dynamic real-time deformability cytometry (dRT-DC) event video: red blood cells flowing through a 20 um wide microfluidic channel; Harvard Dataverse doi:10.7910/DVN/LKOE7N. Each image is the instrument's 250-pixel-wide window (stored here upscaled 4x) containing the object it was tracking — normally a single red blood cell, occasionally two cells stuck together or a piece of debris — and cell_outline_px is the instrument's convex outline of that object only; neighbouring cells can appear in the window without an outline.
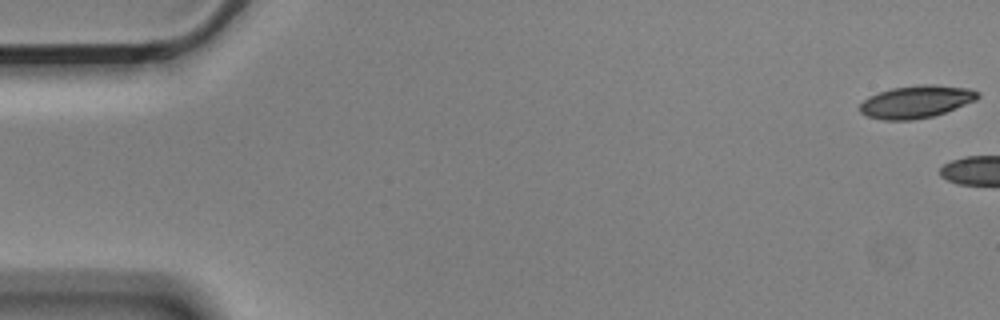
{"species": "Egyptian fruit bat (a non-hibernating species)", "species_latin": "Rousettus aegyptiacus", "temperature_condition": "cold", "stored_images_in_passage": 2, "camera_frame_rate_fps": 3000, "um_per_image_px": 0.085, "animal": {"sex": "male"}, "frame": {"image": 1, "passage_image": 1, "time_ms": 0.0, "image_size_px": [1000, 320], "cell_outline_px": [[980, 96], [976, 100], [944, 112], [932, 116], [912, 120], [884, 120], [868, 116], [860, 112], [860, 104], [868, 96], [892, 88], [924, 84], [932, 84], [968, 88], [980, 92]], "centroid_in_image_um": [77.88, 8.64], "position_along_channel_um": 7.1, "area_um2": 22.14}}